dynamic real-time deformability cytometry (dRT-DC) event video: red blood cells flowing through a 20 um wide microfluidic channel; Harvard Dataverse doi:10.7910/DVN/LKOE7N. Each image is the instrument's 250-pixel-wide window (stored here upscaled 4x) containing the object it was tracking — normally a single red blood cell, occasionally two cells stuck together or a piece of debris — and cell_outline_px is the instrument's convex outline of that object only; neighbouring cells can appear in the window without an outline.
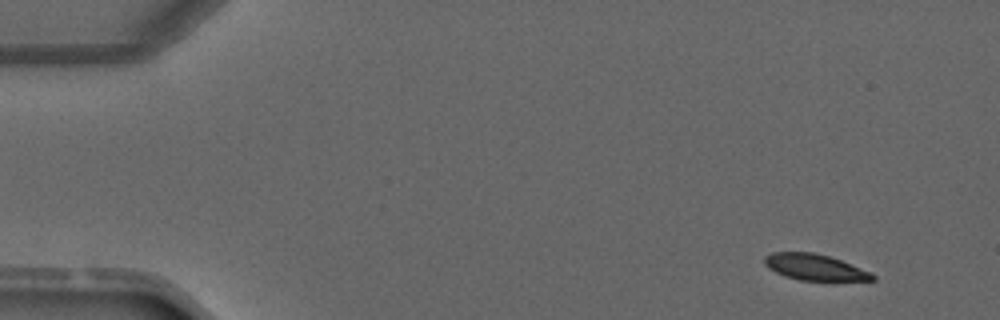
{"species": "common noctule bat (a hibernating species)", "species_latin": "Nyctalus noctula", "temperature_condition": "warm", "stored_images_in_passage": 5, "camera_frame_rate_fps": 3000, "um_per_image_px": 0.085, "animal": {"sex": "male", "forearm_length_mm": 52.5}, "frame": {"image": 1, "passage_image": 1, "time_ms": 0.0, "image_size_px": [1000, 320], "cell_outline_px": [[876, 280], [800, 280], [776, 272], [768, 268], [764, 264], [764, 256], [772, 252], [812, 252], [828, 256], [840, 260], [872, 272], [876, 276]], "centroid_in_image_um": [69.25, 22.7], "position_along_channel_um": 15.7, "area_um2": 16.24}}